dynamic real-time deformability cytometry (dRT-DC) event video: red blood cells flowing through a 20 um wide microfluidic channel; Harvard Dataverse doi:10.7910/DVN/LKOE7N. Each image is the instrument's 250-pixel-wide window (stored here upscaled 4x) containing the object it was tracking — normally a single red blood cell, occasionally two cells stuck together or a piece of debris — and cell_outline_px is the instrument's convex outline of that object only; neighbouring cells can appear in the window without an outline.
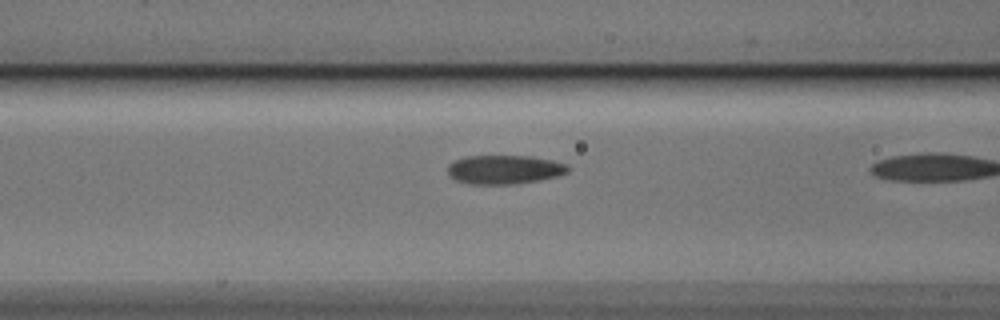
{"species": "Egyptian fruit bat (a non-hibernating species)", "species_latin": "Rousettus aegyptiacus", "temperature_condition": "cold", "stored_images_in_passage": 8, "camera_frame_rate_fps": 3000, "um_per_image_px": 0.085, "animal": {"sex": "male"}, "frame": {"image": 1, "passage_image": 6, "time_ms": 1.667, "image_size_px": [1000, 320], "cell_outline_px": [[568, 172], [556, 176], [540, 180], [512, 184], [472, 184], [456, 180], [448, 176], [448, 164], [464, 156], [532, 156], [552, 160], [568, 164]], "centroid_in_image_um": [42.86, 14.41], "position_along_channel_um": 123.7, "area_um2": 20.29}}